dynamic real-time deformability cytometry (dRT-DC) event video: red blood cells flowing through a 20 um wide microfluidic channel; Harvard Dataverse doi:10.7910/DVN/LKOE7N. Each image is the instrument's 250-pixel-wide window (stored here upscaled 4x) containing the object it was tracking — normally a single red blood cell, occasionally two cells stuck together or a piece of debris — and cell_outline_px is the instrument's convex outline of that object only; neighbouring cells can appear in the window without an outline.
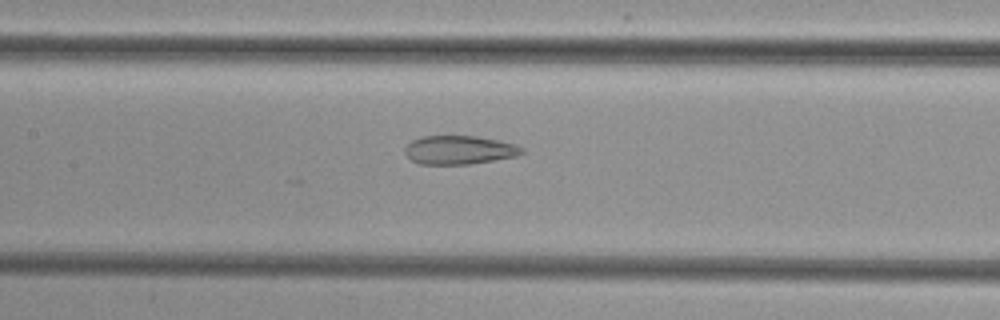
{"species": "common noctule bat (a hibernating species)", "species_latin": "Nyctalus noctula", "temperature_condition": "cold", "stored_images_in_passage": 37, "camera_frame_rate_fps": 3000, "um_per_image_px": 0.085, "animal": {"sex": "female", "body_mass_g": 29.2, "forearm_length_mm": 56.3}, "frame": {"image": 1, "passage_image": 15, "time_ms": 4.667, "image_size_px": [1000, 320], "cell_outline_px": [[524, 152], [516, 156], [468, 164], [420, 164], [412, 160], [404, 152], [404, 148], [412, 140], [424, 136], [476, 136], [500, 140], [516, 144], [524, 148]], "centroid_in_image_um": [39.05, 12.74], "position_along_channel_um": 168.4, "area_um2": 19.48}}
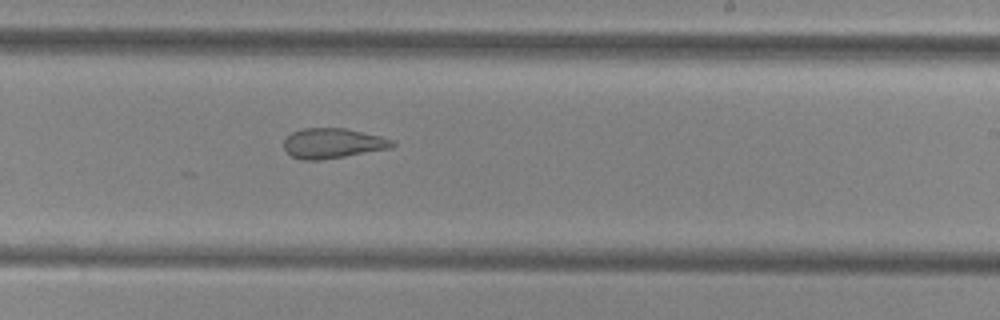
{"frame": {"image": 2, "passage_image": 22, "time_ms": 7.0, "image_size_px": [1000, 320], "cell_outline_px": [[396, 144], [392, 148], [320, 160], [300, 160], [292, 156], [284, 148], [284, 140], [292, 132], [304, 128], [344, 128], [380, 136], [392, 140]], "centroid_in_image_um": [28.27, 12.18], "position_along_channel_um": 260.7, "area_um2": 18.84}}
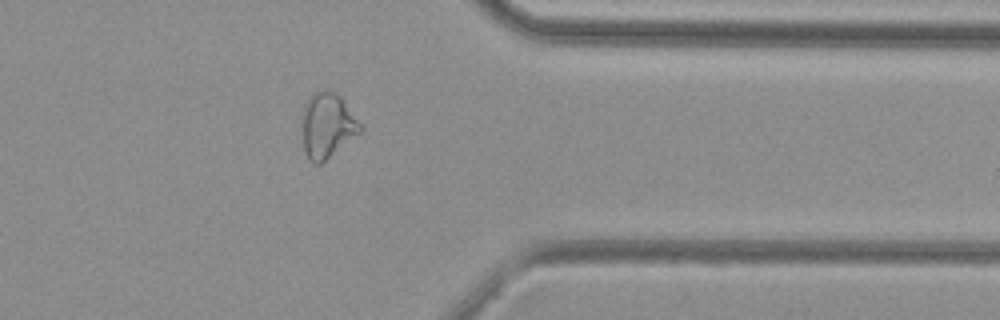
{"frame": {"image": 3, "passage_image": 32, "time_ms": 10.333, "image_size_px": [1000, 320], "cell_outline_px": [[364, 128], [360, 132], [320, 164], [316, 164], [308, 160], [304, 152], [300, 132], [300, 116], [304, 104], [308, 96], [320, 88], [328, 88], [340, 96]], "centroid_in_image_um": [27.73, 10.63], "position_along_channel_um": 383.7, "area_um2": 22.72}}